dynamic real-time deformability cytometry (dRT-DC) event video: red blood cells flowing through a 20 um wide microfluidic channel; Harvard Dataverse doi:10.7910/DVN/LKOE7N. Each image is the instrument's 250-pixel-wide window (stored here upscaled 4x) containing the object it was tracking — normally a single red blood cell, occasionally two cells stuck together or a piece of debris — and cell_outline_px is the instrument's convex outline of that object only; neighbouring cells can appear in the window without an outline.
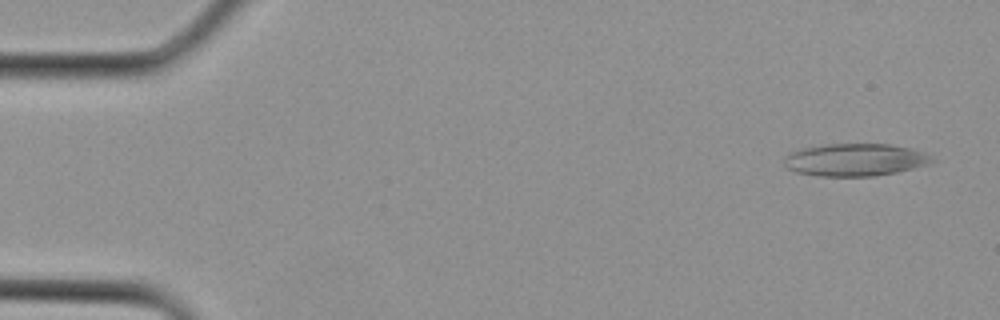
{"species": "Egyptian fruit bat (a non-hibernating species)", "species_latin": "Rousettus aegyptiacus", "temperature_condition": "cold", "stored_images_in_passage": 3, "camera_frame_rate_fps": 3000, "um_per_image_px": 0.085, "animal": {"sex": "female"}, "frame": {"image": 1, "passage_image": 1, "time_ms": 0.0, "image_size_px": [1000, 320], "cell_outline_px": [[936, 160], [928, 164], [896, 172], [876, 176], [816, 176], [796, 172], [788, 168], [784, 164], [784, 156], [788, 152], [800, 148], [824, 144], [888, 144], [912, 148], [924, 152]], "centroid_in_image_um": [72.64, 13.58], "position_along_channel_um": 12.4, "area_um2": 28.21}}
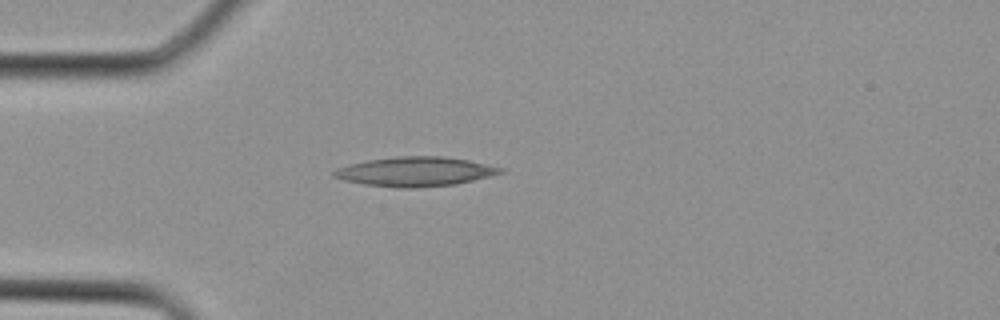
{"frame": {"image": 2, "passage_image": 3, "time_ms": 0.667, "image_size_px": [1000, 320], "cell_outline_px": [[504, 172], [456, 184], [412, 188], [400, 188], [364, 184], [344, 180], [332, 176], [332, 172], [336, 168], [348, 164], [368, 160], [396, 156], [440, 156], [468, 160], [504, 168]], "centroid_in_image_um": [35.25, 14.58], "position_along_channel_um": 49.7, "area_um2": 28.38}}